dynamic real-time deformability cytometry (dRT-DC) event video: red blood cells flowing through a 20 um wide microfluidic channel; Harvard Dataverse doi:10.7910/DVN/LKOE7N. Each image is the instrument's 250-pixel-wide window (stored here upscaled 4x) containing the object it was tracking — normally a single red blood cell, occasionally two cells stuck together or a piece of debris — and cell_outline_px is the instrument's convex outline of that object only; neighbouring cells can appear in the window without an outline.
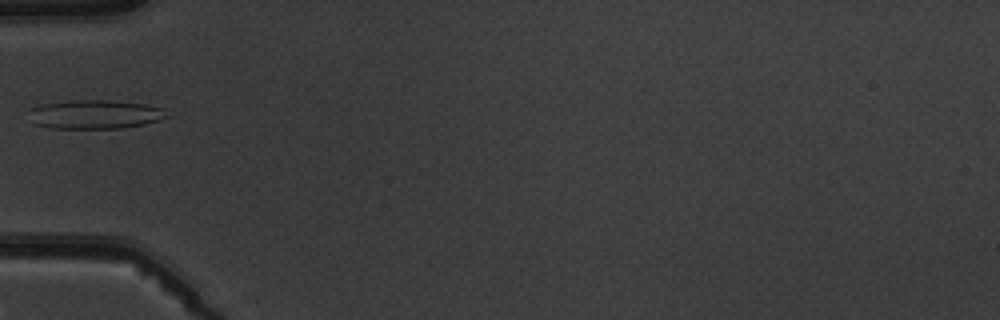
{"species": "common noctule bat (a hibernating species)", "species_latin": "Nyctalus noctula", "temperature_condition": "warm", "stored_images_in_passage": 5, "camera_frame_rate_fps": 3000, "um_per_image_px": 0.085, "animal": {"sex": "male", "body_mass_g": 19.5, "forearm_length_mm": 54.6}, "frame": {"image": 1, "passage_image": 4, "time_ms": 3.667, "image_size_px": [1000, 320], "cell_outline_px": [[168, 116], [160, 120], [144, 124], [120, 128], [52, 128], [32, 124], [28, 108], [40, 104], [76, 100], [108, 100], [144, 104], [164, 108]], "centroid_in_image_um": [8.03, 9.72], "position_along_channel_um": 77.0, "area_um2": 23.29}}